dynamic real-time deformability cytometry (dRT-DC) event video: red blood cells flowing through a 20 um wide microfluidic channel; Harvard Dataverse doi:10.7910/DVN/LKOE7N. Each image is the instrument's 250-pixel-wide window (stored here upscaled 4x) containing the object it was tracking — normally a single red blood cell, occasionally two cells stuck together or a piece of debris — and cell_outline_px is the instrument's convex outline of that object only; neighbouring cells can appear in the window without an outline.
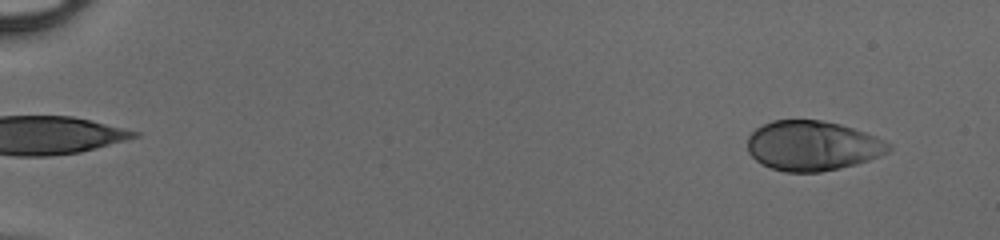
{"species": "human", "species_latin": "Homo sapiens", "temperature_condition": "cold", "stored_images_in_passage": 48, "camera_frame_rate_fps": 3000, "um_per_image_px": 0.085, "donor": {"sex": "male"}, "frame": {"image": 1, "passage_image": 3, "time_ms": 0.667, "image_size_px": [1000, 240], "cell_outline_px": [[892, 148], [888, 152], [880, 156], [856, 164], [840, 168], [820, 172], [784, 172], [760, 164], [748, 152], [748, 136], [756, 128], [772, 120], [820, 120], [840, 124], [876, 136], [892, 144]], "centroid_in_image_um": [69.06, 12.39], "position_along_channel_um": 15.9, "area_um2": 41.1}}
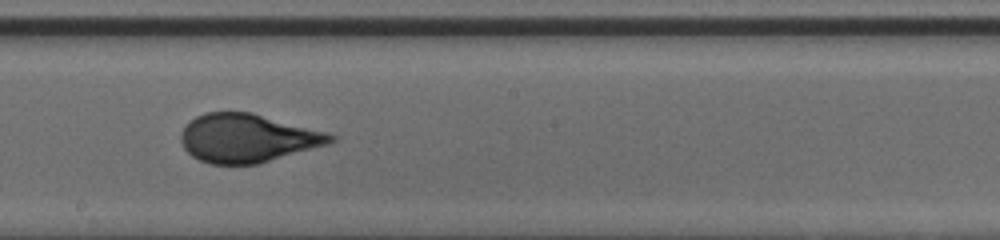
{"frame": {"image": 2, "passage_image": 29, "time_ms": 9.333, "image_size_px": [1000, 240], "cell_outline_px": [[340, 136], [336, 140], [328, 144], [256, 164], [212, 164], [200, 160], [192, 156], [184, 148], [180, 140], [180, 132], [184, 124], [188, 120], [204, 112], [252, 112], [328, 132]], "centroid_in_image_um": [21.02, 11.72], "position_along_channel_um": 227.2, "area_um2": 42.48}}
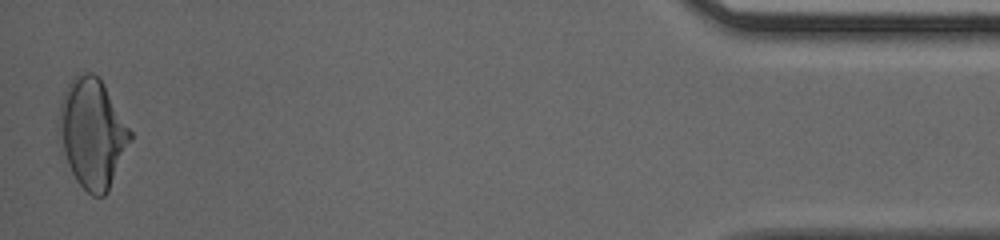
{"frame": {"image": 3, "passage_image": 48, "time_ms": 15.667, "image_size_px": [1000, 240], "cell_outline_px": [[132, 140], [108, 192], [104, 196], [92, 196], [76, 180], [68, 164], [64, 152], [60, 136], [60, 100], [72, 76], [84, 72], [92, 72], [104, 84], [132, 132]], "centroid_in_image_um": [7.88, 11.32], "position_along_channel_um": 427.3, "area_um2": 44.97}}